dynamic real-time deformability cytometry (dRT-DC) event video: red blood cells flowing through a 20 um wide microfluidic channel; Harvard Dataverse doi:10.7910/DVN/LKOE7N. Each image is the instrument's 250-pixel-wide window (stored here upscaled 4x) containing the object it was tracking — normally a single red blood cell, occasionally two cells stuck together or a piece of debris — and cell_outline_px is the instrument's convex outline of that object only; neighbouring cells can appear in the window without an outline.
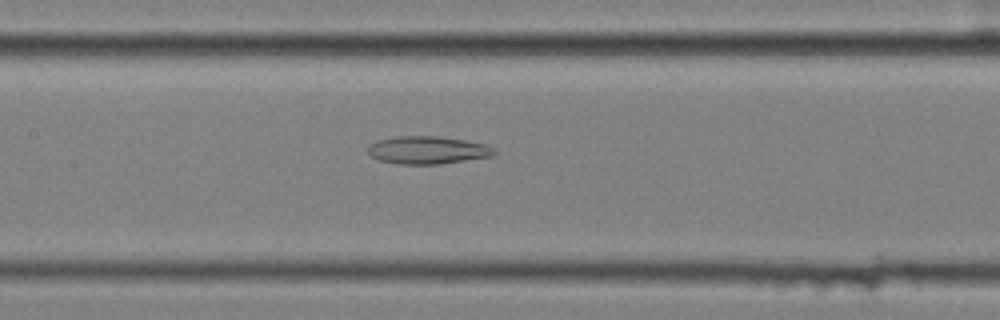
{"species": "common noctule bat (a hibernating species)", "species_latin": "Nyctalus noctula", "temperature_condition": "cold", "stored_images_in_passage": 33, "camera_frame_rate_fps": 3000, "um_per_image_px": 0.085, "animal": {"sex": "female", "body_mass_g": 25.1}, "frame": {"image": 1, "passage_image": 9, "time_ms": 2.667, "image_size_px": [1000, 320], "cell_outline_px": [[496, 152], [492, 156], [440, 164], [400, 164], [380, 160], [372, 156], [368, 152], [368, 148], [372, 144], [380, 140], [396, 136], [436, 136], [464, 140], [484, 144], [492, 148]], "centroid_in_image_um": [36.35, 12.76], "position_along_channel_um": 171.1, "area_um2": 20.06}}
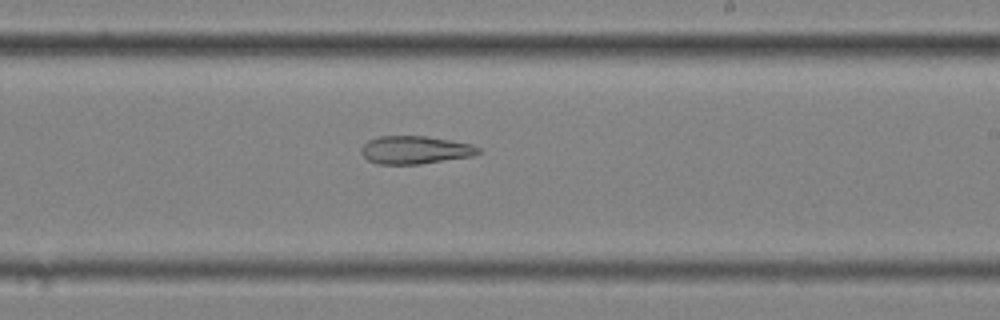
{"frame": {"image": 2, "passage_image": 16, "time_ms": 5.0, "image_size_px": [1000, 320], "cell_outline_px": [[484, 152], [472, 156], [420, 164], [376, 164], [368, 160], [360, 152], [360, 148], [368, 140], [380, 136], [424, 136], [452, 140], [472, 144], [480, 148]], "centroid_in_image_um": [35.3, 12.74], "position_along_channel_um": 253.7, "area_um2": 19.25}}
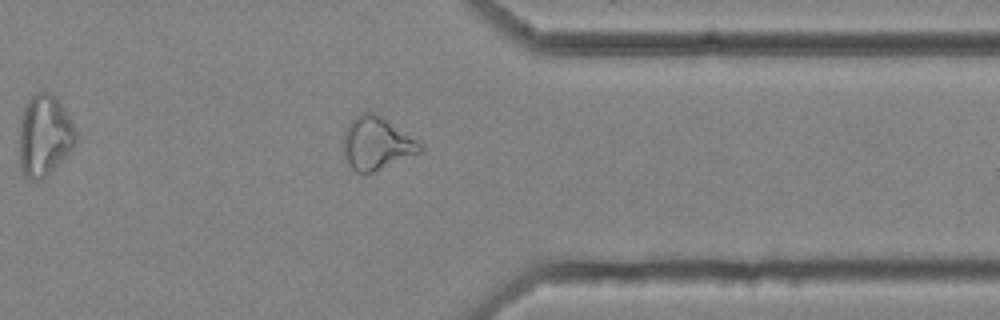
{"frame": {"image": 3, "passage_image": 27, "time_ms": 8.667, "image_size_px": [1000, 320], "cell_outline_px": [[424, 148], [420, 152], [372, 172], [356, 172], [352, 168], [344, 156], [344, 132], [348, 124], [360, 112], [376, 112], [384, 116], [424, 144]], "centroid_in_image_um": [32.04, 12.13], "position_along_channel_um": 379.4, "area_um2": 23.64}}